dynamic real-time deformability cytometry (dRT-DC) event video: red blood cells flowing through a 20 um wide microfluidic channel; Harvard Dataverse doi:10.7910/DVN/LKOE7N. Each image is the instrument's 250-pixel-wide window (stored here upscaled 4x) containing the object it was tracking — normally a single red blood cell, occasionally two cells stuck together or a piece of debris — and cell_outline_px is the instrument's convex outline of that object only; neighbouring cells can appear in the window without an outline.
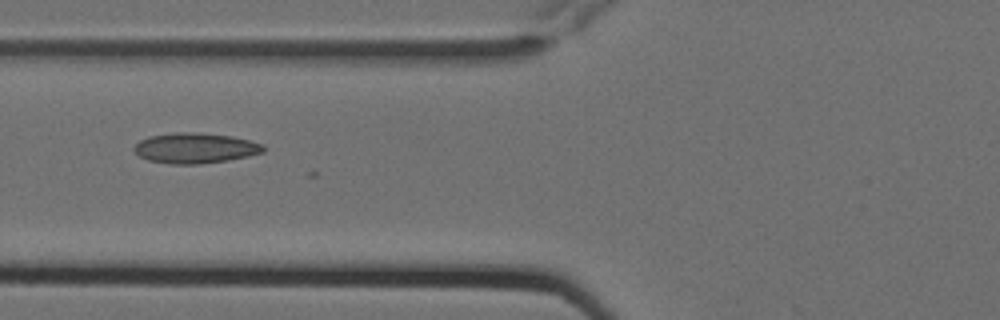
{"species": "Egyptian fruit bat (a non-hibernating species)", "species_latin": "Rousettus aegyptiacus", "temperature_condition": "cold", "stored_images_in_passage": 10, "camera_frame_rate_fps": 3000, "um_per_image_px": 0.085, "animal": {"sex": "female"}, "frame": {"image": 1, "passage_image": 6, "time_ms": 1.667, "image_size_px": [1000, 320], "cell_outline_px": [[264, 152], [248, 156], [228, 160], [200, 164], [172, 164], [148, 160], [140, 156], [132, 148], [140, 140], [148, 136], [176, 132], [196, 132], [232, 136], [264, 144]], "centroid_in_image_um": [16.59, 12.58], "position_along_channel_um": 109.2, "area_um2": 22.89}}
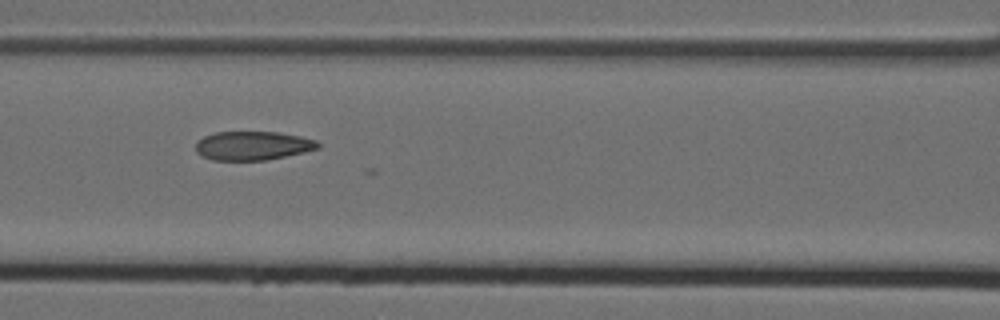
{"frame": {"image": 2, "passage_image": 7, "time_ms": 2.0, "image_size_px": [1000, 320], "cell_outline_px": [[320, 148], [304, 152], [264, 160], [212, 160], [200, 156], [196, 152], [196, 144], [204, 136], [216, 132], [280, 132], [300, 136], [316, 140], [320, 144]], "centroid_in_image_um": [21.48, 12.38], "position_along_channel_um": 145.1, "area_um2": 20.52}}
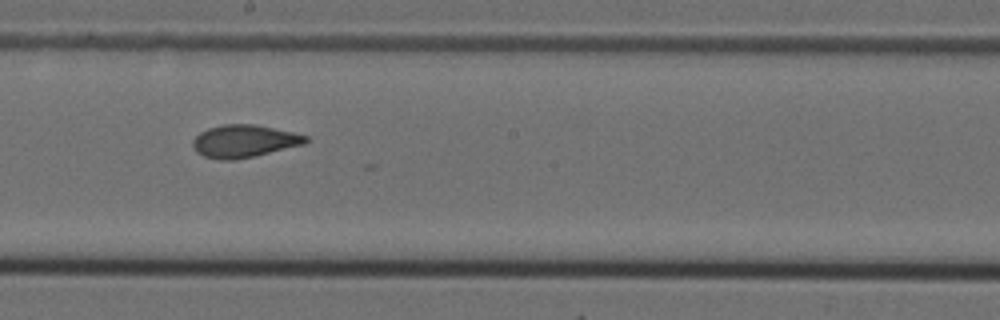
{"frame": {"image": 3, "passage_image": 9, "time_ms": 2.667, "image_size_px": [1000, 320], "cell_outline_px": [[308, 140], [304, 144], [236, 160], [220, 160], [204, 156], [196, 152], [192, 148], [192, 140], [200, 132], [208, 128], [224, 124], [256, 124], [292, 132], [308, 136]], "centroid_in_image_um": [20.71, 11.99], "position_along_channel_um": 227.5, "area_um2": 21.39}}